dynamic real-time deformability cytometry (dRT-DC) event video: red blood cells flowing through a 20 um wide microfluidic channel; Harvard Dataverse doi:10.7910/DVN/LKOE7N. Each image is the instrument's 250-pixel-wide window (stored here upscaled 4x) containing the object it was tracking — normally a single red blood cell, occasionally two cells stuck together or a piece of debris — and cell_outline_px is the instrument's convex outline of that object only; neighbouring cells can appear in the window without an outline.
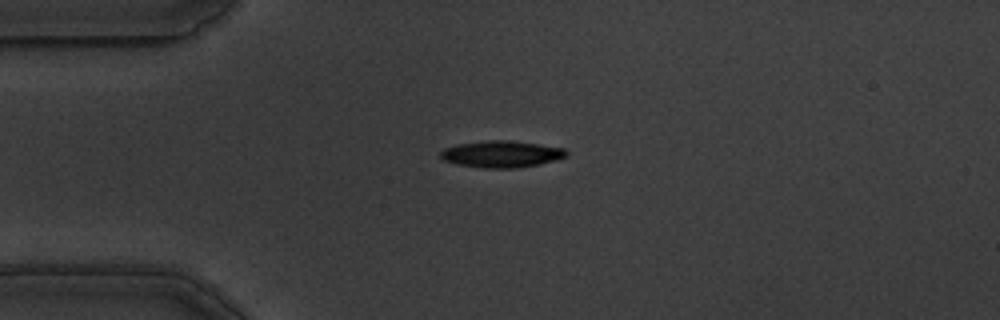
{"species": "common noctule bat (a hibernating species)", "species_latin": "Nyctalus noctula", "temperature_condition": "warm", "stored_images_in_passage": 39, "camera_frame_rate_fps": 3000, "um_per_image_px": 0.085, "animal": {"sex": "male", "body_mass_g": 19.5, "forearm_length_mm": 54.6}, "frame": {"image": 1, "passage_image": 1, "time_ms": 0.0, "image_size_px": [1000, 320], "cell_outline_px": [[568, 156], [556, 160], [540, 164], [516, 168], [480, 168], [456, 164], [444, 160], [440, 156], [440, 152], [444, 148], [456, 144], [488, 140], [508, 140], [564, 148], [568, 152]], "centroid_in_image_um": [42.61, 13.1], "position_along_channel_um": 42.4, "area_um2": 19.65}}
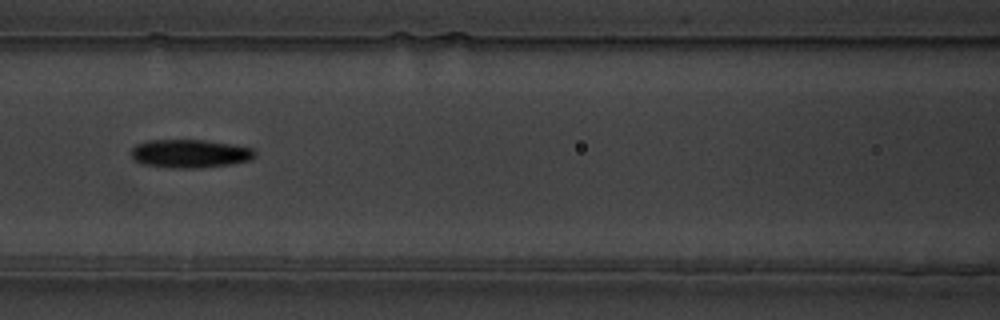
{"frame": {"image": 2, "passage_image": 12, "time_ms": 3.667, "image_size_px": [1000, 320], "cell_outline_px": [[256, 156], [252, 160], [232, 164], [196, 168], [176, 168], [140, 164], [132, 160], [132, 148], [136, 144], [148, 140], [204, 140], [232, 144], [252, 148], [256, 152]], "centroid_in_image_um": [16.15, 13.06], "position_along_channel_um": 150.5, "area_um2": 20.63}}
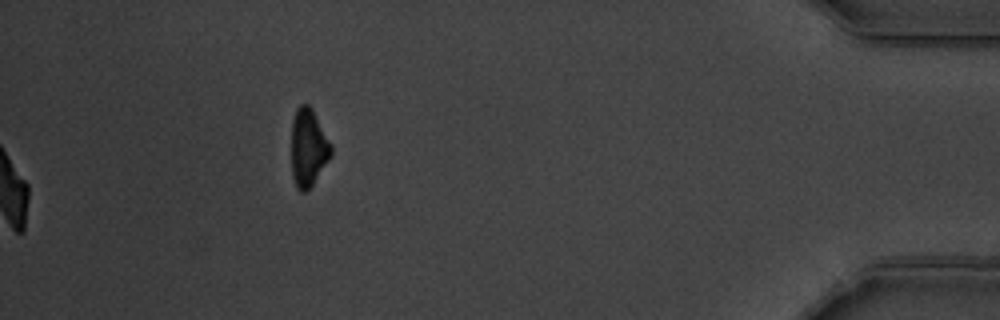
{"frame": {"image": 3, "passage_image": 39, "time_ms": 12.667, "image_size_px": [1000, 320], "cell_outline_px": [[332, 156], [312, 184], [304, 192], [300, 192], [296, 188], [292, 176], [292, 120], [296, 108], [300, 104], [308, 104], [312, 108], [332, 144]], "centroid_in_image_um": [26.21, 12.53], "position_along_channel_um": 409.0, "area_um2": 18.09}, "authors_computed_cell_mechanics": {"area_um2": 19.7098, "velocity_mm_per_s": 3.508, "shape_relaxation_time_tau1_ms": 2.5451, "shape_relaxation_time_tau2_ms": null, "deformation_change_tau1": 0.1297, "deformation_change_tau2": null}}